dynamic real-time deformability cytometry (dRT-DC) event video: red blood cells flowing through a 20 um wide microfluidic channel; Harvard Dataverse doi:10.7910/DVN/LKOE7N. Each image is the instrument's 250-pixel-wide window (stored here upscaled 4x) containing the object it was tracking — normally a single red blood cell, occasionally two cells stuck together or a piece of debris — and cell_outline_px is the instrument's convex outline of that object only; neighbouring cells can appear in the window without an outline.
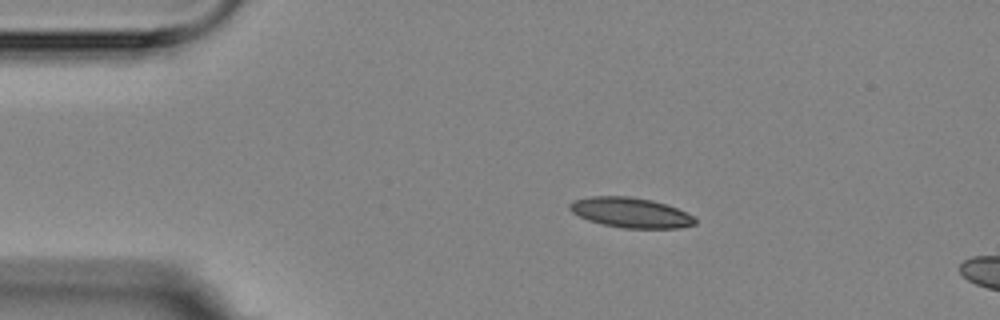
{"species": "Egyptian fruit bat (a non-hibernating species)", "species_latin": "Rousettus aegyptiacus", "temperature_condition": "room temperature", "stored_images_in_passage": 5, "camera_frame_rate_fps": 3000, "um_per_image_px": 0.085, "animal": {"sex": "female"}, "frame": {"image": 1, "passage_image": 3, "time_ms": 2.333, "image_size_px": [1000, 320], "cell_outline_px": [[696, 224], [680, 228], [624, 228], [600, 224], [588, 220], [572, 212], [568, 208], [568, 204], [572, 200], [592, 196], [628, 196], [652, 200], [676, 208], [692, 216], [696, 220]], "centroid_in_image_um": [53.56, 18.07], "position_along_channel_um": 31.4, "area_um2": 21.91}}